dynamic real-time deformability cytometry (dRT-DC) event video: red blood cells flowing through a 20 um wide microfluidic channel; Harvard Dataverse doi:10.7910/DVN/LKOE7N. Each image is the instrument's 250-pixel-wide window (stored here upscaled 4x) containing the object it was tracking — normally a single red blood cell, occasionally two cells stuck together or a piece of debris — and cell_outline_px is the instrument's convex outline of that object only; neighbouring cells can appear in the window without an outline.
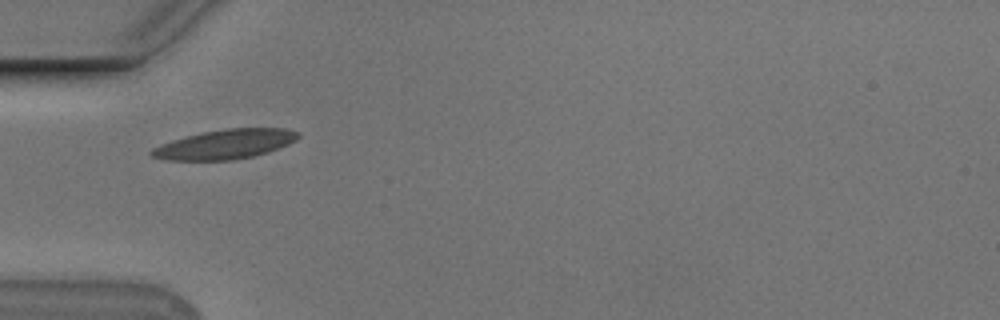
{"species": "Egyptian fruit bat (a non-hibernating species)", "species_latin": "Rousettus aegyptiacus", "temperature_condition": "cold", "stored_images_in_passage": 35, "camera_frame_rate_fps": 3000, "um_per_image_px": 0.085, "animal": {"sex": "male"}, "frame": {"image": 1, "passage_image": 1, "time_ms": 0.0, "image_size_px": [1000, 320], "cell_outline_px": [[300, 136], [296, 140], [288, 144], [268, 152], [252, 156], [232, 160], [168, 160], [152, 156], [148, 152], [152, 148], [160, 144], [172, 140], [204, 132], [224, 128], [284, 128], [300, 132]], "centroid_in_image_um": [19.14, 12.25], "position_along_channel_um": 65.9, "area_um2": 25.09}}
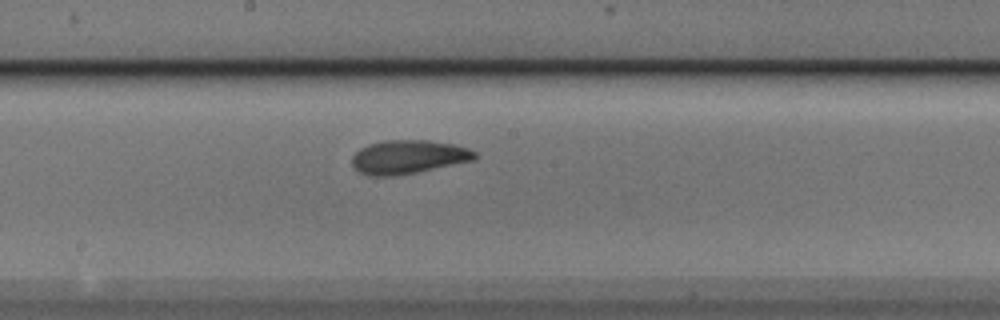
{"frame": {"image": 2, "passage_image": 13, "time_ms": 4.0, "image_size_px": [1000, 320], "cell_outline_px": [[480, 156], [472, 160], [416, 172], [392, 176], [368, 176], [352, 168], [352, 156], [360, 148], [368, 144], [384, 140], [428, 140], [452, 144], [468, 148], [476, 152]], "centroid_in_image_um": [34.66, 13.33], "position_along_channel_um": 213.5, "area_um2": 24.1}}
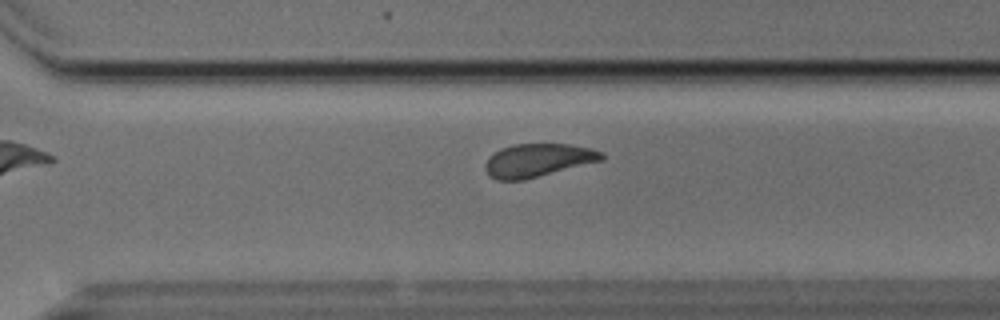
{"frame": {"image": 3, "passage_image": 22, "time_ms": 7.0, "image_size_px": [1000, 320], "cell_outline_px": [[604, 160], [524, 180], [496, 180], [484, 168], [484, 164], [488, 156], [500, 148], [512, 144], [568, 144], [588, 148], [604, 152]], "centroid_in_image_um": [45.71, 13.62], "position_along_channel_um": 324.9, "area_um2": 22.6}, "authors_computed_cell_mechanics": {"area_um2": 23.409, "velocity_mm_per_s": 3.7282, "shape_relaxation_time_tau1_ms": 3.8152, "shape_relaxation_time_tau2_ms": 3.0391, "deformation_change_tau1": 0.1213, "deformation_change_tau2": 0.0913}}